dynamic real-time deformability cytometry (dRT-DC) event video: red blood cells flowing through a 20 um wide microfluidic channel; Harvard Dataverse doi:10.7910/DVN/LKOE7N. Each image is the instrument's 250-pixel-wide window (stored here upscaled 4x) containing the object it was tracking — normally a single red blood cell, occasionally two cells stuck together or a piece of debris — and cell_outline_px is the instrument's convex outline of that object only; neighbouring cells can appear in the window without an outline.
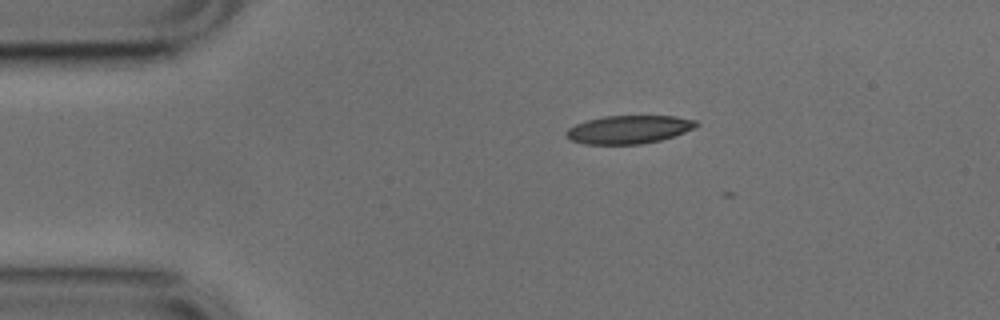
{"species": "common noctule bat (a hibernating species)", "species_latin": "Nyctalus noctula", "temperature_condition": "cold", "stored_images_in_passage": 5, "camera_frame_rate_fps": 3000, "um_per_image_px": 0.085, "animal": {"sex": "male", "body_mass_g": 17.9, "forearm_length_mm": 54.2}, "frame": {"image": 1, "passage_image": 1, "time_ms": 0.0, "image_size_px": [1000, 320], "cell_outline_px": [[700, 124], [696, 128], [660, 140], [640, 144], [584, 144], [572, 140], [564, 132], [568, 128], [576, 124], [588, 120], [604, 116], [676, 116], [696, 120]], "centroid_in_image_um": [53.48, 11.0], "position_along_channel_um": 31.5, "area_um2": 21.27}}